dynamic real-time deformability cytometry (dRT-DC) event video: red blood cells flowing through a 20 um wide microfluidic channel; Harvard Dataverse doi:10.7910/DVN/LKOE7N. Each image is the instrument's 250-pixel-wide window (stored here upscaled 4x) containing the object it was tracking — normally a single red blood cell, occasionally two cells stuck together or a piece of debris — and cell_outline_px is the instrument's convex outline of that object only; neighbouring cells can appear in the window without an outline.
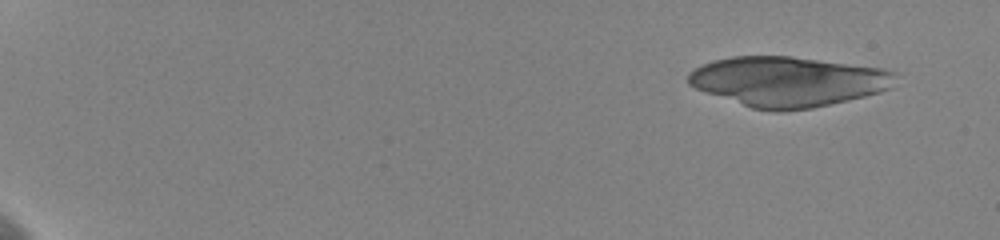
{"species": "human", "species_latin": "Homo sapiens", "temperature_condition": "cold", "stored_images_in_passage": 45, "camera_frame_rate_fps": 3000, "um_per_image_px": 0.085, "donor": {"sex": "female"}, "frame": {"image": 1, "passage_image": 5, "time_ms": 1.333, "image_size_px": [1000, 240], "cell_outline_px": [[896, 72], [892, 88], [880, 92], [848, 100], [812, 108], [780, 112], [776, 112], [752, 108], [704, 92], [688, 84], [688, 72], [712, 60], [732, 56], [792, 56], [884, 68]], "centroid_in_image_um": [66.97, 6.93], "position_along_channel_um": 18.0, "area_um2": 60.57}}